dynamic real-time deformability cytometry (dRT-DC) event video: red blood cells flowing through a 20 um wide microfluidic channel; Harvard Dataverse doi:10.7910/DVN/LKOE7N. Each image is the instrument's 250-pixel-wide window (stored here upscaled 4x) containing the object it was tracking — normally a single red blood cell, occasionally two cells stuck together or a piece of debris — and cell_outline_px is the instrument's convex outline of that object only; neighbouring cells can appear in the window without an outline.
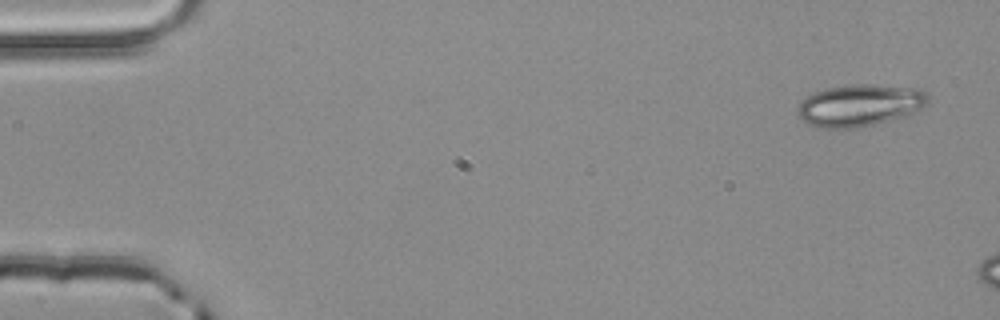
{"species": "common noctule bat (a hibernating species)", "species_latin": "Nyctalus noctula", "temperature_condition": "room temperature", "stored_images_in_passage": 3, "camera_frame_rate_fps": 3000, "um_per_image_px": 0.085, "animal": {"sex": "male", "body_mass_g": 20.4}, "frame": {"image": 1, "passage_image": 1, "time_ms": 0.0, "image_size_px": [1000, 320], "cell_outline_px": [[928, 104], [916, 112], [908, 116], [860, 128], [820, 128], [808, 124], [800, 120], [796, 116], [796, 108], [800, 100], [816, 92], [828, 88], [852, 84], [872, 84], [920, 88], [928, 92]], "centroid_in_image_um": [73.09, 8.96], "position_along_channel_um": 11.9, "area_um2": 32.66}}